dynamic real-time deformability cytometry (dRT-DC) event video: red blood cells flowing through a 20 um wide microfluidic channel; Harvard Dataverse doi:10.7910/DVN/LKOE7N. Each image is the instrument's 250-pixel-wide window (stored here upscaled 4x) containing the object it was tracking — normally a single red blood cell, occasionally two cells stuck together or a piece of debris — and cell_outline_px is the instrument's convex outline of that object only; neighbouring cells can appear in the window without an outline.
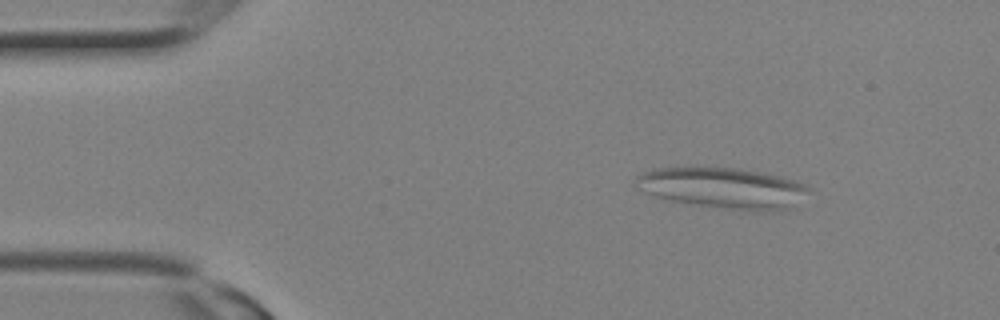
{"species": "Egyptian fruit bat (a non-hibernating species)", "species_latin": "Rousettus aegyptiacus", "temperature_condition": "room temperature", "stored_images_in_passage": 3, "camera_frame_rate_fps": 3000, "um_per_image_px": 0.085, "animal": {"sex": "female"}, "frame": {"image": 1, "passage_image": 2, "time_ms": 0.333, "image_size_px": [1000, 320], "cell_outline_px": [[816, 192], [788, 208], [756, 212], [744, 212], [688, 204], [668, 200], [656, 196], [648, 192], [636, 176], [644, 172], [656, 168], [740, 168], [764, 172], [796, 180], [808, 184]], "centroid_in_image_um": [61.67, 16.01], "position_along_channel_um": 23.3, "area_um2": 41.5}}